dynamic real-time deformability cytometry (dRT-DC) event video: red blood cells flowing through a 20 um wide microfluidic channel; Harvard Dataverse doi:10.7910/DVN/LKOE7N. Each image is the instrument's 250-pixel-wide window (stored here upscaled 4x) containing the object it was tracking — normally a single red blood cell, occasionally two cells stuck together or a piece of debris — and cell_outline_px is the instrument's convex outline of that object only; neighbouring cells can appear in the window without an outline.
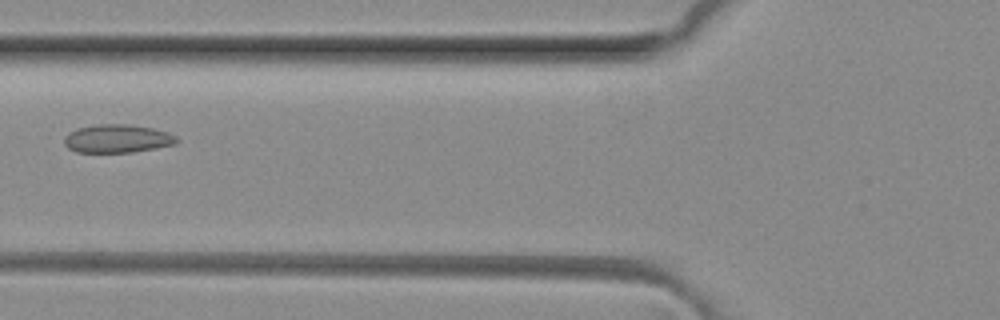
{"species": "common noctule bat (a hibernating species)", "species_latin": "Nyctalus noctula", "temperature_condition": "room temperature", "stored_images_in_passage": 7, "camera_frame_rate_fps": 3000, "um_per_image_px": 0.085, "animal": {"sex": "female", "body_mass_g": 29.2, "forearm_length_mm": 56.3}, "frame": {"image": 1, "passage_image": 6, "time_ms": 1.667, "image_size_px": [1000, 320], "cell_outline_px": [[180, 140], [176, 144], [156, 148], [132, 152], [76, 152], [68, 148], [64, 144], [64, 136], [68, 132], [76, 128], [96, 124], [128, 124], [152, 128], [168, 132], [176, 136]], "centroid_in_image_um": [9.96, 11.78], "position_along_channel_um": 115.8, "area_um2": 18.73}}
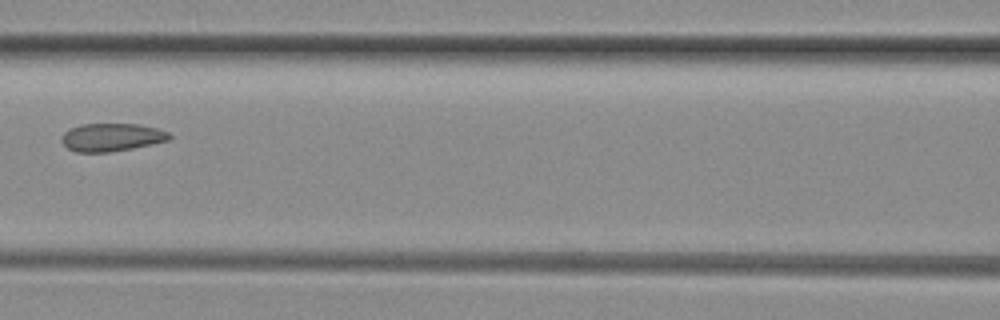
{"frame": {"image": 2, "passage_image": 7, "time_ms": 2.0, "image_size_px": [1000, 320], "cell_outline_px": [[172, 136], [168, 140], [152, 144], [132, 148], [108, 152], [76, 152], [68, 148], [60, 140], [64, 132], [72, 128], [84, 124], [140, 124], [156, 128], [168, 132]], "centroid_in_image_um": [9.49, 11.67], "position_along_channel_um": 157.1, "area_um2": 17.4}}